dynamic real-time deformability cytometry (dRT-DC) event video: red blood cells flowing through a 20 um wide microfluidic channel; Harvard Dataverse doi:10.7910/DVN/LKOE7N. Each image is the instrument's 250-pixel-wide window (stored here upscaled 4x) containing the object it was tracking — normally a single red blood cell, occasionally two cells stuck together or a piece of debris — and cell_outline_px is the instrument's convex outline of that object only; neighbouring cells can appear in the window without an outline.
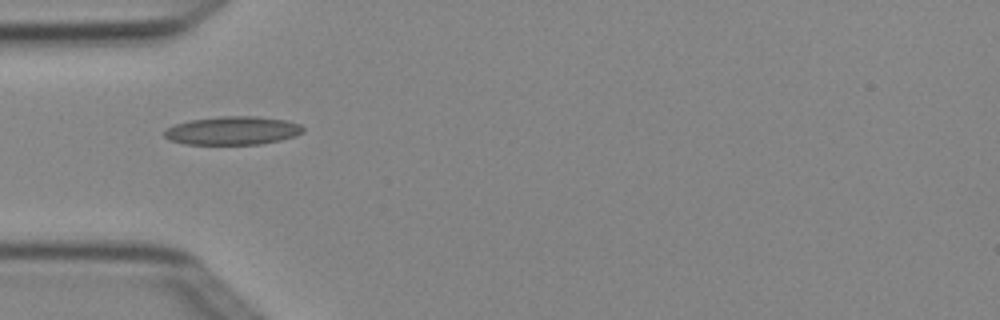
{"species": "Egyptian fruit bat (a non-hibernating species)", "species_latin": "Rousettus aegyptiacus", "temperature_condition": "cold", "stored_images_in_passage": 7, "camera_frame_rate_fps": 3000, "um_per_image_px": 0.085, "animal": {"sex": "female"}, "frame": {"image": 1, "passage_image": 4, "time_ms": 1.0, "image_size_px": [1000, 320], "cell_outline_px": [[304, 132], [296, 136], [280, 140], [260, 144], [184, 144], [168, 140], [164, 136], [164, 132], [168, 128], [176, 124], [188, 120], [220, 116], [256, 116], [288, 120], [300, 124], [304, 128]], "centroid_in_image_um": [19.79, 11.1], "position_along_channel_um": 65.2, "area_um2": 23.12}}
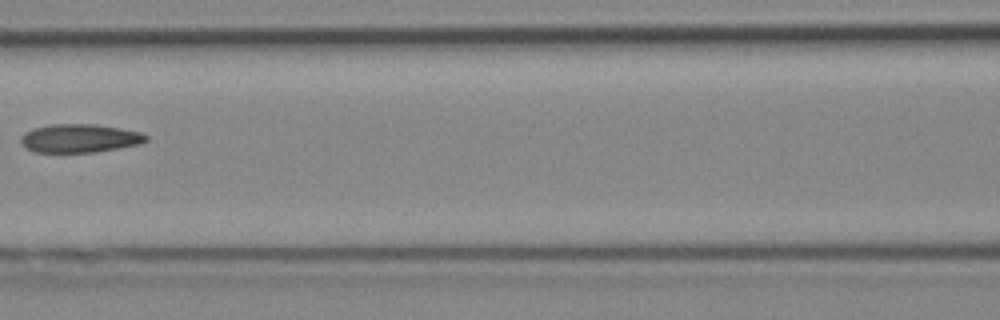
{"frame": {"image": 2, "passage_image": 6, "time_ms": 1.667, "image_size_px": [1000, 320], "cell_outline_px": [[148, 140], [140, 144], [120, 148], [96, 152], [36, 152], [24, 148], [20, 140], [20, 136], [24, 132], [32, 128], [52, 124], [96, 124], [120, 128], [140, 132], [148, 136]], "centroid_in_image_um": [6.75, 11.75], "position_along_channel_um": 159.8, "area_um2": 20.98}}
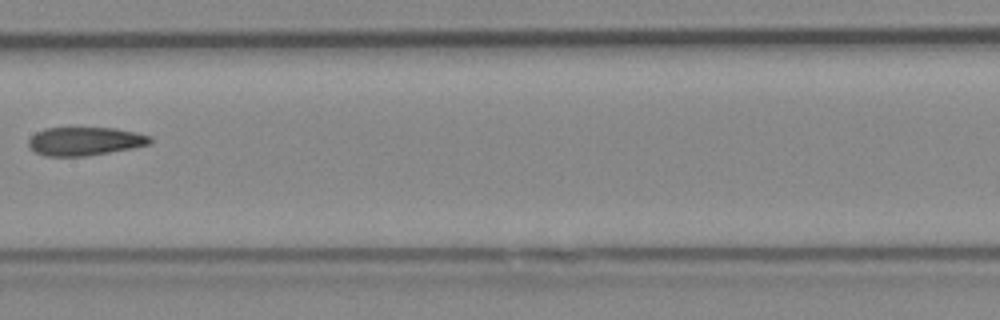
{"frame": {"image": 3, "passage_image": 7, "time_ms": 2.0, "image_size_px": [1000, 320], "cell_outline_px": [[152, 144], [132, 148], [84, 156], [44, 156], [36, 152], [28, 144], [28, 140], [36, 132], [44, 128], [116, 128], [136, 132], [152, 136]], "centroid_in_image_um": [7.25, 12.0], "position_along_channel_um": 200.2, "area_um2": 20.11}}